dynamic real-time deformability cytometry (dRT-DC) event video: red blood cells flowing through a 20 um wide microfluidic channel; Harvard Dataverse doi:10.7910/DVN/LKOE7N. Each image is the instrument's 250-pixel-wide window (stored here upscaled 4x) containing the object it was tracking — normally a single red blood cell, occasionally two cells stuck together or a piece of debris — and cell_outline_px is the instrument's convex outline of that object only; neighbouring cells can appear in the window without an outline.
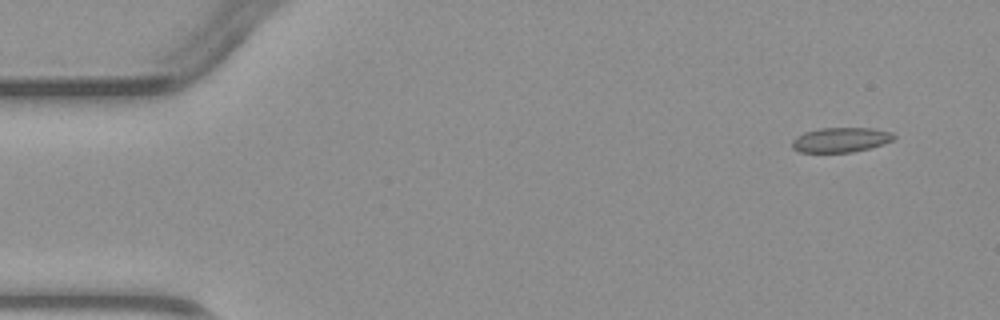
{"species": "common noctule bat (a hibernating species)", "species_latin": "Nyctalus noctula", "temperature_condition": "warm", "stored_images_in_passage": 3, "camera_frame_rate_fps": 3000, "um_per_image_px": 0.085, "animal": {"sex": "male", "body_mass_g": 23.1, "forearm_length_mm": 52.7}, "frame": {"image": 1, "passage_image": 1, "time_ms": 0.0, "image_size_px": [1000, 320], "cell_outline_px": [[896, 136], [892, 140], [884, 144], [852, 152], [800, 152], [792, 148], [792, 140], [796, 136], [804, 132], [820, 128], [872, 128], [892, 132]], "centroid_in_image_um": [71.45, 11.88], "position_along_channel_um": 13.5, "area_um2": 14.68}}
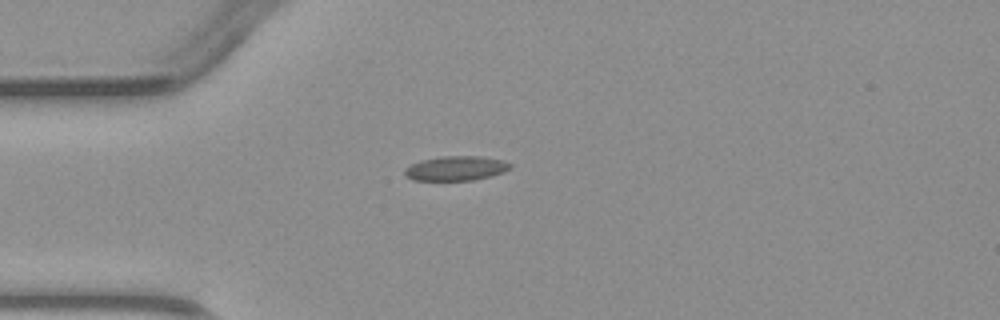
{"frame": {"image": 2, "passage_image": 3, "time_ms": 3.0, "image_size_px": [1000, 320], "cell_outline_px": [[512, 168], [504, 172], [492, 176], [472, 180], [412, 180], [404, 176], [404, 168], [420, 160], [440, 156], [480, 156], [504, 160], [512, 164]], "centroid_in_image_um": [38.76, 14.3], "position_along_channel_um": 46.2, "area_um2": 15.32}}